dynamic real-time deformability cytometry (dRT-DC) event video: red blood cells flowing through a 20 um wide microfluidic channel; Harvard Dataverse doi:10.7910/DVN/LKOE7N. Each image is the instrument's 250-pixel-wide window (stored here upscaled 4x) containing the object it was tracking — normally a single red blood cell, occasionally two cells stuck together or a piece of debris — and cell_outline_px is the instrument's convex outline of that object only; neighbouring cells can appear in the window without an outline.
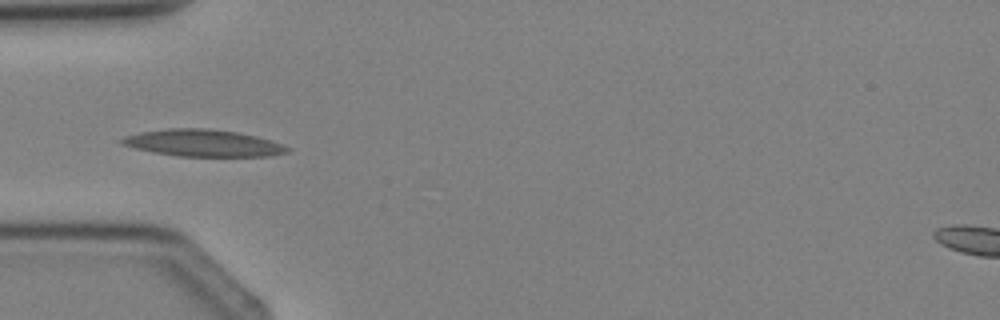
{"species": "Egyptian fruit bat (a non-hibernating species)", "species_latin": "Rousettus aegyptiacus", "temperature_condition": "cold", "stored_images_in_passage": 4, "camera_frame_rate_fps": 3000, "um_per_image_px": 0.085, "animal": {"sex": "female"}, "frame": {"image": 1, "passage_image": 4, "time_ms": 3.667, "image_size_px": [1000, 320], "cell_outline_px": [[292, 148], [288, 152], [268, 156], [176, 156], [152, 152], [120, 144], [120, 140], [124, 136], [140, 132], [168, 128], [208, 128], [240, 132], [272, 140]], "centroid_in_image_um": [17.27, 12.15], "position_along_channel_um": 67.7, "area_um2": 26.13}}